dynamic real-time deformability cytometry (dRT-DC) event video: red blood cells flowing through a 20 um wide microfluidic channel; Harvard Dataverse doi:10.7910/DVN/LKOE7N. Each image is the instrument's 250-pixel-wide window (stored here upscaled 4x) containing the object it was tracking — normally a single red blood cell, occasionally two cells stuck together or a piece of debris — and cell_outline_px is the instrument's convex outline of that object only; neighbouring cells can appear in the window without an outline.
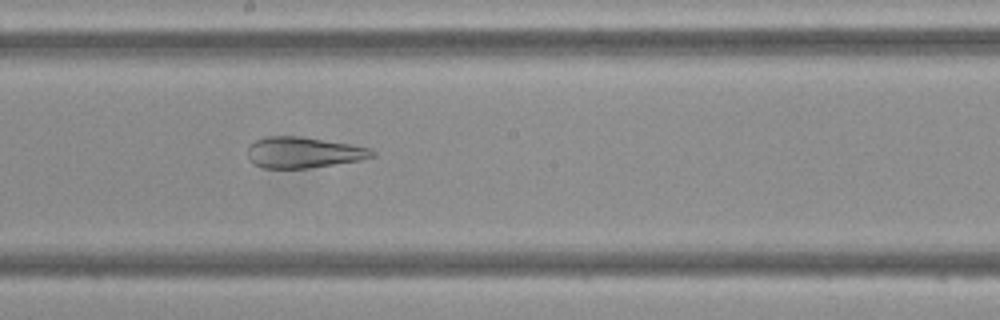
{"species": "Egyptian fruit bat (a non-hibernating species)", "species_latin": "Rousettus aegyptiacus", "temperature_condition": "cold", "stored_images_in_passage": 46, "camera_frame_rate_fps": 3000, "um_per_image_px": 0.085, "frame": {"image": 1, "passage_image": 24, "time_ms": 7.667, "image_size_px": [1000, 320], "cell_outline_px": [[376, 156], [360, 160], [308, 168], [264, 168], [252, 164], [248, 160], [248, 144], [256, 140], [268, 136], [300, 136], [352, 144], [372, 148], [376, 152]], "centroid_in_image_um": [25.8, 12.95], "position_along_channel_um": 222.4, "area_um2": 22.72}}
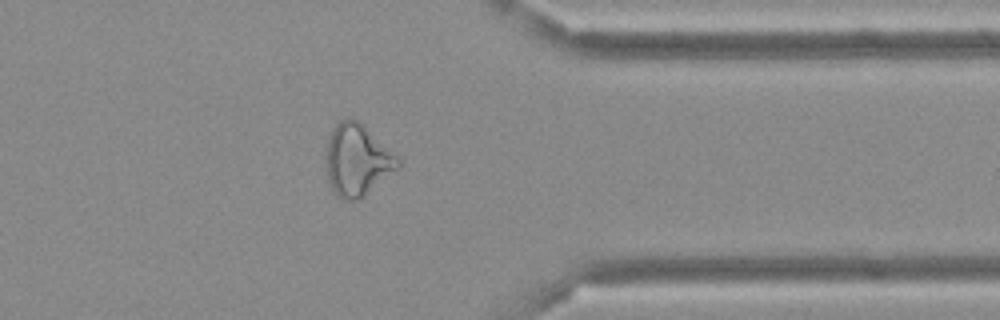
{"frame": {"image": 2, "passage_image": 36, "time_ms": 11.667, "image_size_px": [1000, 320], "cell_outline_px": [[400, 168], [360, 200], [344, 200], [332, 188], [328, 180], [324, 156], [328, 140], [332, 128], [340, 120], [348, 116], [352, 116], [396, 156], [400, 160]], "centroid_in_image_um": [30.33, 13.62], "position_along_channel_um": 381.1, "area_um2": 30.0}}
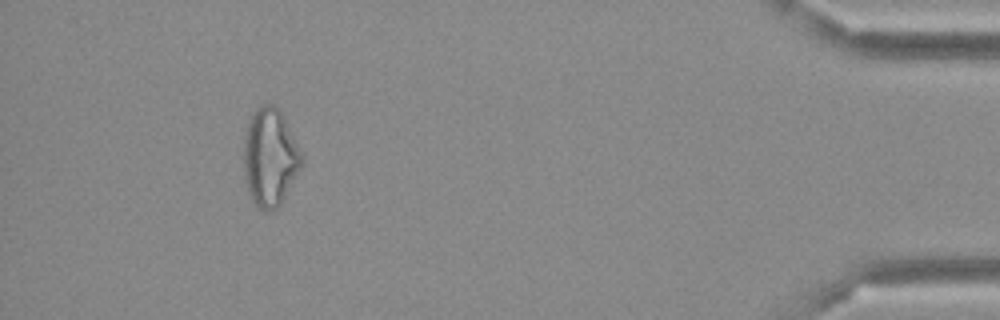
{"frame": {"image": 3, "passage_image": 42, "time_ms": 13.667, "image_size_px": [1000, 320], "cell_outline_px": [[304, 164], [280, 204], [276, 208], [268, 212], [260, 208], [252, 200], [248, 192], [244, 180], [244, 136], [248, 120], [252, 112], [260, 104], [272, 104], [284, 116], [304, 156]], "centroid_in_image_um": [22.95, 13.36], "position_along_channel_um": 412.2, "area_um2": 33.47}}